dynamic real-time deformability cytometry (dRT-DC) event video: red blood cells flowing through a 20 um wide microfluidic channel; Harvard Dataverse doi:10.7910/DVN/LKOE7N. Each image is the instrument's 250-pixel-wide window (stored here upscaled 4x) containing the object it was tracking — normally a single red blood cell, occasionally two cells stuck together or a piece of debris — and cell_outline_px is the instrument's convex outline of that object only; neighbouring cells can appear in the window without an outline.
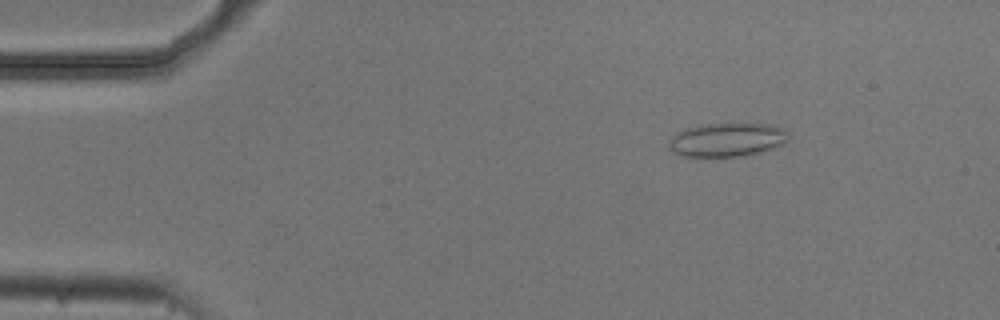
{"species": "common noctule bat (a hibernating species)", "species_latin": "Nyctalus noctula", "temperature_condition": "cold", "stored_images_in_passage": 5, "camera_frame_rate_fps": 3000, "um_per_image_px": 0.085, "animal": {"sex": "male", "body_mass_g": 20.5, "forearm_length_mm": 52.5}, "frame": {"image": 1, "passage_image": 3, "time_ms": 0.667, "image_size_px": [1000, 320], "cell_outline_px": [[788, 140], [784, 144], [760, 152], [744, 156], [684, 156], [672, 152], [668, 144], [672, 136], [676, 132], [684, 128], [700, 124], [768, 124], [784, 128], [788, 132]], "centroid_in_image_um": [61.79, 11.87], "position_along_channel_um": 23.2, "area_um2": 23.58}}